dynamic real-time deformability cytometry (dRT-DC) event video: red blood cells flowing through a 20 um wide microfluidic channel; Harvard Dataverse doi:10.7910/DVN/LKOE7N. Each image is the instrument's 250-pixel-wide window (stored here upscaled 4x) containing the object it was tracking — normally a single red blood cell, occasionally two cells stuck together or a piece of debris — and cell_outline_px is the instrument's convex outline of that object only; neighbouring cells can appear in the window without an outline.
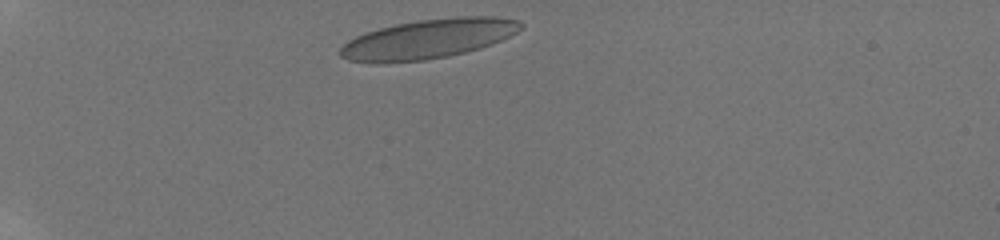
{"species": "human", "species_latin": "Homo sapiens", "temperature_condition": "room temperature", "stored_images_in_passage": 50, "camera_frame_rate_fps": 3000, "um_per_image_px": 0.085, "donor": {"sex": "male"}, "frame": {"image": 1, "passage_image": 1, "time_ms": 0.0, "image_size_px": [1000, 240], "cell_outline_px": [[524, 28], [492, 44], [480, 48], [448, 56], [424, 60], [384, 64], [372, 64], [348, 60], [340, 56], [340, 48], [348, 40], [364, 32], [396, 24], [420, 20], [460, 16], [496, 16], [520, 20], [524, 24]], "centroid_in_image_um": [36.38, 3.32], "position_along_channel_um": 48.6, "area_um2": 41.85}}
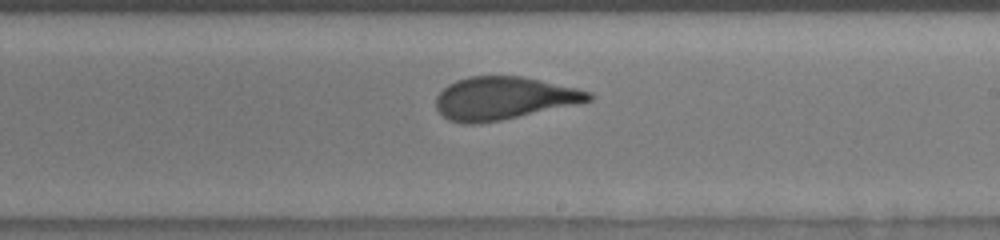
{"frame": {"image": 2, "passage_image": 26, "time_ms": 6.333, "image_size_px": [1000, 240], "cell_outline_px": [[596, 96], [592, 100], [576, 104], [500, 120], [476, 124], [460, 124], [448, 120], [436, 108], [436, 96], [448, 84], [456, 80], [468, 76], [520, 76], [540, 80], [576, 88], [592, 92]], "centroid_in_image_um": [42.8, 8.35], "position_along_channel_um": 246.2, "area_um2": 37.97}}
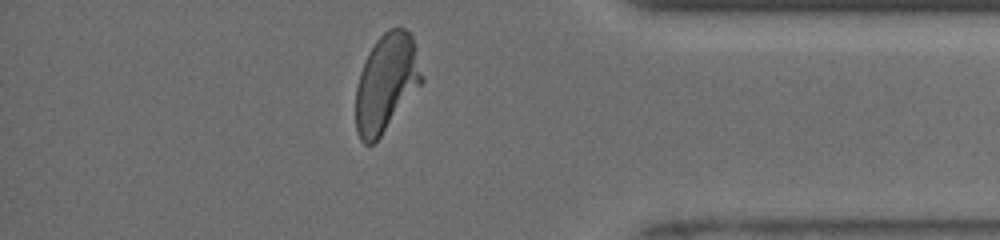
{"frame": {"image": 3, "passage_image": 47, "time_ms": 10.667, "image_size_px": [1000, 240], "cell_outline_px": [[424, 80], [380, 136], [372, 144], [364, 144], [360, 140], [356, 132], [356, 88], [360, 72], [364, 60], [368, 52], [376, 40], [388, 28], [404, 28], [412, 36]], "centroid_in_image_um": [32.81, 7.03], "position_along_channel_um": 402.4, "area_um2": 37.22}, "authors_computed_cell_mechanics": {"area_um2": 38.3214, "velocity_mm_per_s": 3.9314, "shape_relaxation_time_tau1_ms": 5.5927, "shape_relaxation_time_tau2_ms": null, "deformation_change_tau1": 0.2033, "deformation_change_tau2": null}}